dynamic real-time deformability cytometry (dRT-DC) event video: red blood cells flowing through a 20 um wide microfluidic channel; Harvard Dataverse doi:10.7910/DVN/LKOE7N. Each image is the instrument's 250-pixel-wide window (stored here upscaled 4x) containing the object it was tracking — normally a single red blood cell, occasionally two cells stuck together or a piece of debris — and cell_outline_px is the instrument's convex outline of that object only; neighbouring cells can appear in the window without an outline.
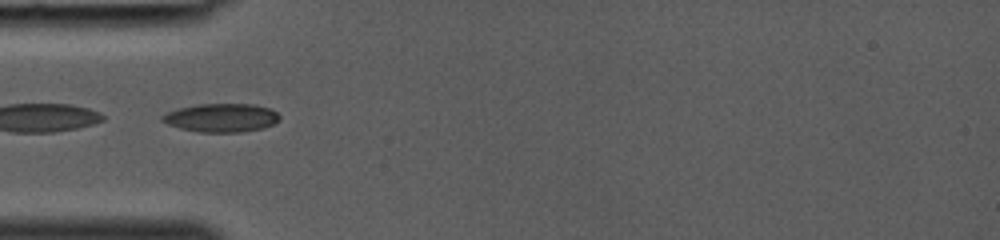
{"species": "common noctule bat (a hibernating species)", "species_latin": "Nyctalus noctula", "temperature_condition": "room temperature", "stored_images_in_passage": 34, "camera_frame_rate_fps": 3000, "um_per_image_px": 0.085, "animal": {"sex": "female", "body_mass_g": 19.0, "forearm_length_mm": 53.3}, "frame": {"image": 1, "passage_image": 12, "time_ms": 3.667, "image_size_px": [1000, 240], "cell_outline_px": [[280, 120], [264, 128], [240, 132], [196, 132], [180, 128], [168, 124], [160, 120], [160, 116], [168, 112], [180, 108], [196, 104], [256, 104], [272, 108], [280, 116]], "centroid_in_image_um": [18.83, 10.0], "position_along_channel_um": 66.2, "area_um2": 19.65}}
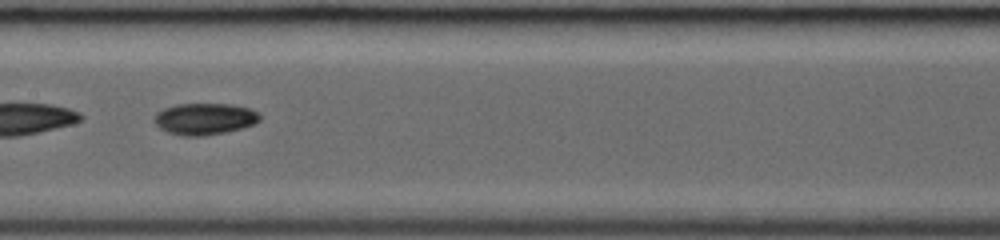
{"frame": {"image": 2, "passage_image": 19, "time_ms": 6.0, "image_size_px": [1000, 240], "cell_outline_px": [[260, 120], [252, 124], [240, 128], [224, 132], [204, 136], [184, 136], [168, 132], [160, 128], [152, 120], [152, 116], [156, 112], [164, 108], [176, 104], [232, 104], [248, 108], [256, 112], [260, 116]], "centroid_in_image_um": [17.32, 10.1], "position_along_channel_um": 190.1, "area_um2": 19.36}}
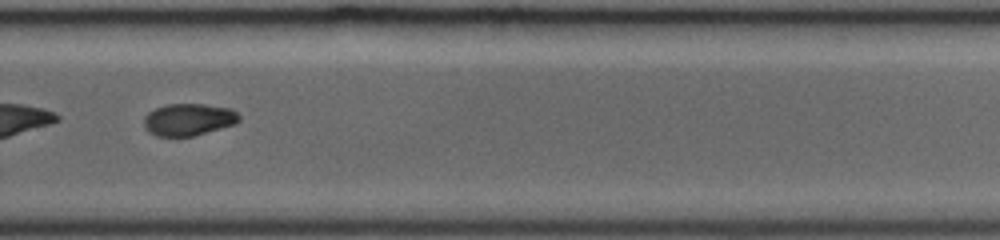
{"frame": {"image": 3, "passage_image": 26, "time_ms": 8.333, "image_size_px": [1000, 240], "cell_outline_px": [[240, 120], [236, 124], [192, 136], [156, 136], [148, 132], [144, 128], [144, 116], [148, 112], [156, 108], [168, 104], [204, 104], [232, 108], [240, 116]], "centroid_in_image_um": [16.03, 10.16], "position_along_channel_um": 313.8, "area_um2": 17.92}}